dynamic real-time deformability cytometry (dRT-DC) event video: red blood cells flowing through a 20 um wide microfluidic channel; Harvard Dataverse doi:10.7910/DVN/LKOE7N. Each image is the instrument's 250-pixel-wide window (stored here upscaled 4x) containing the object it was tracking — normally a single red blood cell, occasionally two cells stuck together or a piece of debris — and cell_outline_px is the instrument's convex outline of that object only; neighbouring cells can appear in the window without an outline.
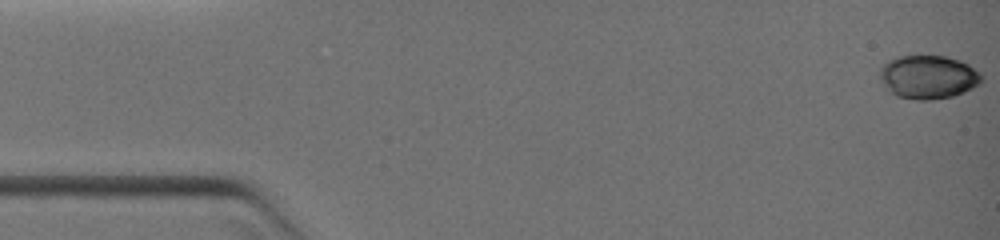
{"species": "common noctule bat (a hibernating species)", "species_latin": "Nyctalus noctula", "temperature_condition": "warm", "stored_images_in_passage": 5, "camera_frame_rate_fps": 3000, "um_per_image_px": 0.085, "animal": {"sex": "female", "body_mass_g": 19.0, "forearm_length_mm": 51.5}, "frame": {"image": 1, "passage_image": 1, "time_ms": 0.0, "image_size_px": [1000, 240], "cell_outline_px": [[984, 76], [980, 84], [964, 92], [952, 96], [928, 100], [916, 100], [896, 96], [880, 80], [880, 68], [888, 60], [900, 56], [944, 56], [960, 60], [968, 64], [980, 72]], "centroid_in_image_um": [78.93, 6.54], "position_along_channel_um": 6.1, "area_um2": 25.78}}
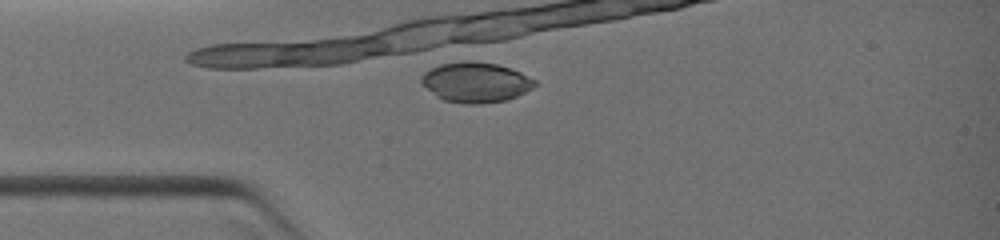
{"frame": {"image": 2, "passage_image": 5, "time_ms": 3.333, "image_size_px": [1000, 240], "cell_outline_px": [[536, 84], [532, 88], [516, 96], [504, 100], [480, 104], [464, 104], [444, 100], [436, 96], [420, 84], [420, 76], [424, 72], [440, 64], [464, 60], [476, 60], [496, 64], [520, 72], [536, 80]], "centroid_in_image_um": [40.38, 6.98], "position_along_channel_um": 44.6, "area_um2": 26.65}}